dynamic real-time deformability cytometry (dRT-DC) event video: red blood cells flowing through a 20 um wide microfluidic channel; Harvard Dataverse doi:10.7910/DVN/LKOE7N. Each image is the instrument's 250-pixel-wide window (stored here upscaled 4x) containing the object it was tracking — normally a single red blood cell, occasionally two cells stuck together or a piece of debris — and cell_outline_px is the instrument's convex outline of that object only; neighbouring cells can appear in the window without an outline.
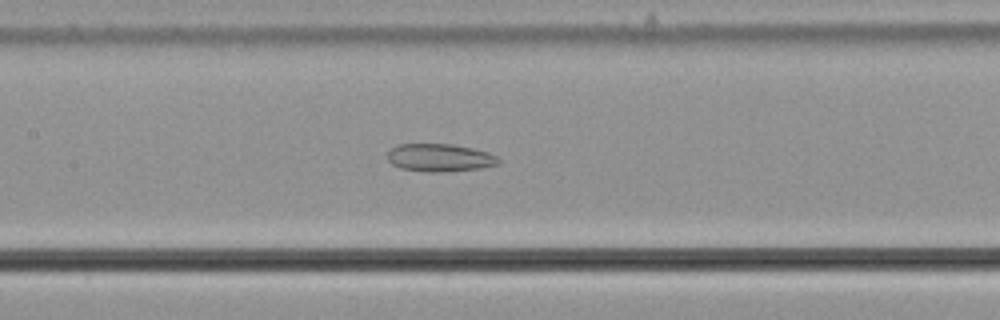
{"species": "common noctule bat (a hibernating species)", "species_latin": "Nyctalus noctula", "temperature_condition": "cold", "stored_images_in_passage": 57, "camera_frame_rate_fps": 3000, "um_per_image_px": 0.085, "animal": {"sex": "male", "body_mass_g": 21.5, "forearm_length_mm": 52.0}, "frame": {"image": 1, "passage_image": 28, "time_ms": 9.0, "image_size_px": [1000, 320], "cell_outline_px": [[500, 164], [480, 168], [444, 172], [428, 172], [400, 168], [392, 164], [388, 160], [388, 152], [396, 144], [452, 144], [472, 148], [488, 152], [496, 156], [500, 160]], "centroid_in_image_um": [37.38, 13.4], "position_along_channel_um": 170.0, "area_um2": 18.03}}
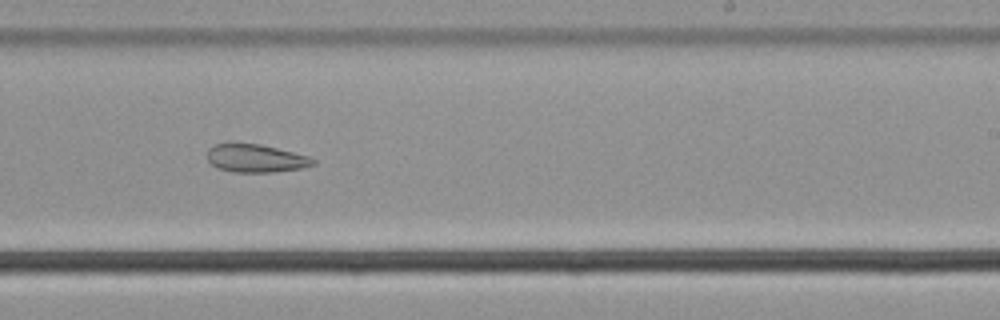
{"frame": {"image": 2, "passage_image": 36, "time_ms": 11.667, "image_size_px": [1000, 320], "cell_outline_px": [[316, 164], [300, 168], [272, 172], [232, 172], [220, 168], [212, 164], [208, 160], [208, 148], [216, 144], [260, 144], [308, 156], [316, 160]], "centroid_in_image_um": [21.75, 13.46], "position_along_channel_um": 267.2, "area_um2": 16.94}}
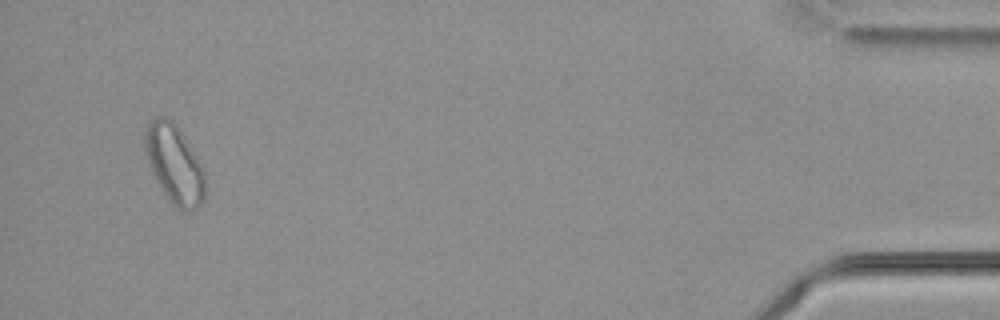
{"frame": {"image": 3, "passage_image": 55, "time_ms": 18.0, "image_size_px": [1000, 320], "cell_outline_px": [[204, 196], [200, 204], [192, 212], [180, 212], [168, 200], [160, 188], [148, 164], [144, 148], [144, 128], [148, 120], [152, 116], [164, 116], [172, 120], [176, 124], [184, 136], [204, 168]], "centroid_in_image_um": [14.78, 13.93], "position_along_channel_um": 420.4, "area_um2": 28.15}, "authors_computed_cell_mechanics": {"area_um2": 24.1026, "velocity_mm_per_s": 3.6583, "shape_relaxation_time_tau1_ms": null, "shape_relaxation_time_tau2_ms": 8.7358, "deformation_change_tau1": null, "deformation_change_tau2": 0.1645}}